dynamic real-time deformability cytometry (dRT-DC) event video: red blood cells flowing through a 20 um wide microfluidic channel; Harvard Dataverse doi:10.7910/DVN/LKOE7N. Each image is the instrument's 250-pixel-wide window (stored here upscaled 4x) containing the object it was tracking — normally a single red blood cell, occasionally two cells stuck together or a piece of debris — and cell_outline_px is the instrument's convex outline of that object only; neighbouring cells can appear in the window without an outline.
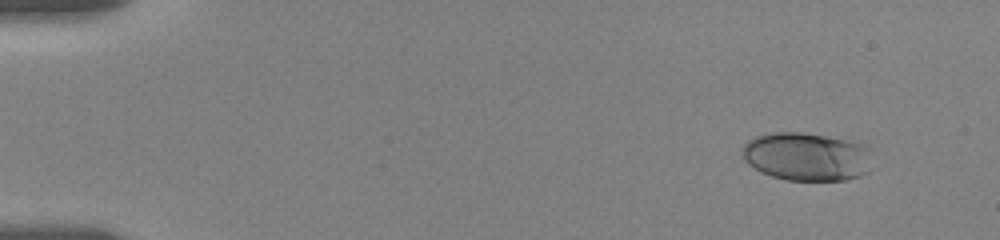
{"species": "human", "species_latin": "Homo sapiens", "temperature_condition": "room temperature", "stored_images_in_passage": 5, "camera_frame_rate_fps": 3000, "um_per_image_px": 0.085, "donor": {"sex": "female"}, "frame": {"image": 1, "passage_image": 1, "time_ms": 0.0, "image_size_px": [1000, 240], "cell_outline_px": [[872, 148], [868, 172], [860, 176], [844, 180], [788, 180], [772, 176], [760, 172], [748, 164], [744, 160], [744, 144], [748, 140], [756, 136], [772, 132], [800, 132], [860, 140]], "centroid_in_image_um": [68.64, 13.29], "position_along_channel_um": 16.4, "area_um2": 37.28}}
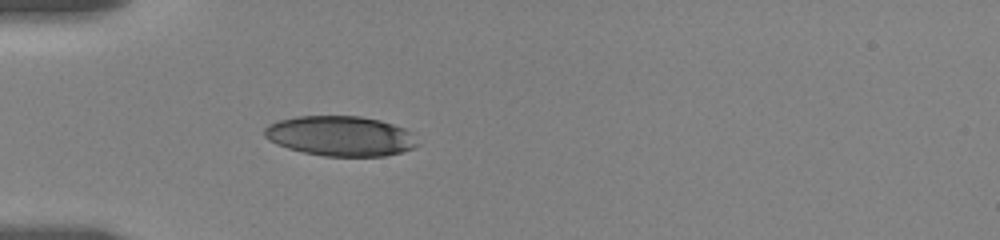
{"frame": {"image": 2, "passage_image": 5, "time_ms": 4.333, "image_size_px": [1000, 240], "cell_outline_px": [[420, 144], [412, 148], [400, 152], [384, 156], [324, 156], [304, 152], [288, 148], [276, 144], [268, 140], [264, 136], [264, 128], [268, 124], [276, 120], [296, 116], [360, 116], [380, 120], [416, 132]], "centroid_in_image_um": [28.96, 11.55], "position_along_channel_um": 56.0, "area_um2": 36.13}}